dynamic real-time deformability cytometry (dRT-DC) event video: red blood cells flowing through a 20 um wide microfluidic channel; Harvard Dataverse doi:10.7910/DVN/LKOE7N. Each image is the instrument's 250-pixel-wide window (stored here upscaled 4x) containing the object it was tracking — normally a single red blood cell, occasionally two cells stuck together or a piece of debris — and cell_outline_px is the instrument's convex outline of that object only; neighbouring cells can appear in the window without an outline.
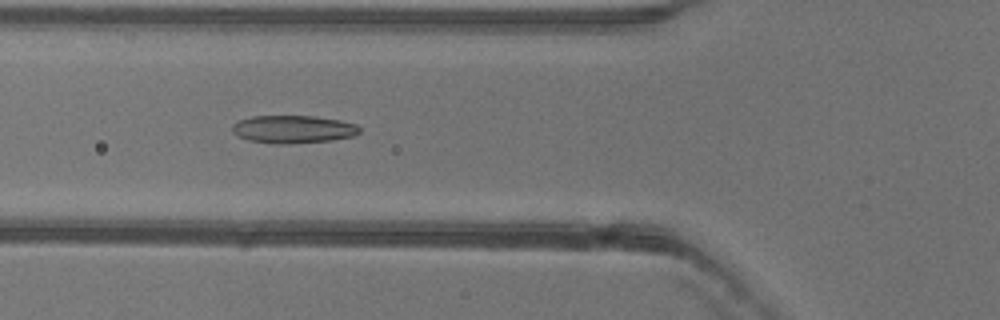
{"species": "common noctule bat (a hibernating species)", "species_latin": "Nyctalus noctula", "temperature_condition": "warm", "stored_images_in_passage": 52, "camera_frame_rate_fps": 3000, "um_per_image_px": 0.085, "animal": {"sex": "female"}, "frame": {"image": 1, "passage_image": 19, "time_ms": 6.0, "image_size_px": [1000, 320], "cell_outline_px": [[360, 132], [356, 136], [332, 140], [288, 144], [272, 144], [248, 140], [236, 136], [232, 132], [232, 124], [240, 120], [252, 116], [316, 116], [340, 120], [356, 124], [360, 128]], "centroid_in_image_um": [24.92, 10.99], "position_along_channel_um": 100.9, "area_um2": 20.92}}
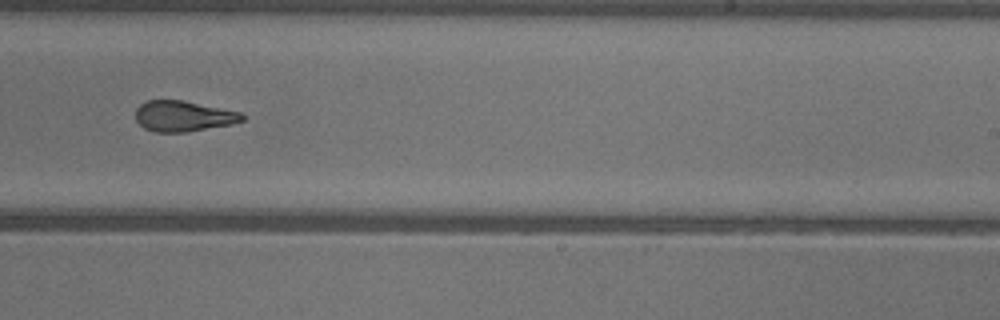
{"frame": {"image": 2, "passage_image": 32, "time_ms": 10.333, "image_size_px": [1000, 320], "cell_outline_px": [[244, 120], [232, 124], [188, 132], [156, 132], [144, 128], [136, 120], [136, 108], [140, 104], [148, 100], [184, 100], [240, 112], [244, 116]], "centroid_in_image_um": [15.58, 9.87], "position_along_channel_um": 273.4, "area_um2": 19.07}}
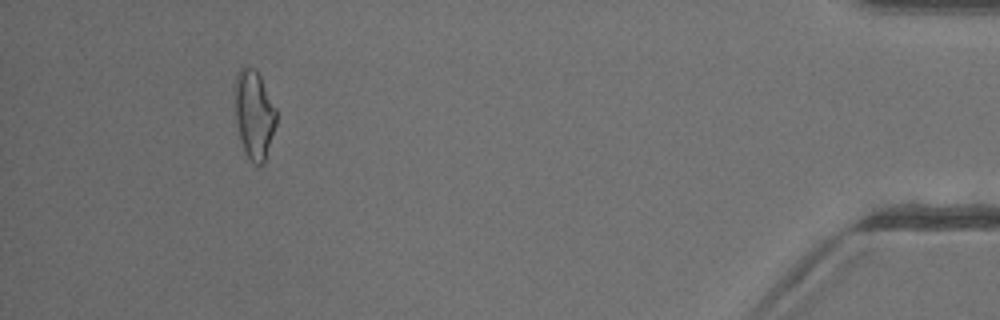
{"frame": {"image": 3, "passage_image": 48, "time_ms": 15.667, "image_size_px": [1000, 320], "cell_outline_px": [[276, 124], [264, 164], [252, 164], [244, 152], [240, 140], [236, 124], [232, 88], [232, 84], [240, 68], [252, 68], [260, 76], [276, 108]], "centroid_in_image_um": [21.55, 9.74], "position_along_channel_um": 413.6, "area_um2": 21.85}, "authors_computed_cell_mechanics": {"area_um2": 20.7213, "velocity_mm_per_s": 3.9771, "shape_relaxation_time_tau1_ms": null, "shape_relaxation_time_tau2_ms": 2.2897, "deformation_change_tau1": null, "deformation_change_tau2": 0.1129}}